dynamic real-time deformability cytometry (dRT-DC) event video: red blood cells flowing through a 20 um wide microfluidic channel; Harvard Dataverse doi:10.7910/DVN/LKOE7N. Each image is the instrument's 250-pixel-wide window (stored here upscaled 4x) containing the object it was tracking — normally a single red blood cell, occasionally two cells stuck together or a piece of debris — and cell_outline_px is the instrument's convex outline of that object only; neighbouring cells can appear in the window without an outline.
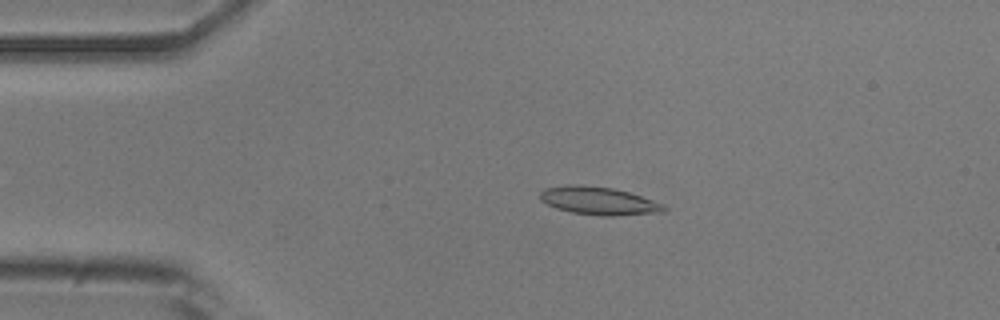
{"species": "common noctule bat (a hibernating species)", "species_latin": "Nyctalus noctula", "temperature_condition": "room temperature", "stored_images_in_passage": 5, "camera_frame_rate_fps": 3000, "um_per_image_px": 0.085, "animal": {"sex": "male", "body_mass_g": 20.5, "forearm_length_mm": 52.5}, "frame": {"image": 1, "passage_image": 4, "time_ms": 1.0, "image_size_px": [1000, 320], "cell_outline_px": [[668, 208], [664, 212], [620, 216], [604, 216], [572, 212], [556, 208], [540, 200], [540, 192], [544, 188], [568, 184], [580, 184], [612, 188], [628, 192], [664, 204]], "centroid_in_image_um": [50.9, 17.07], "position_along_channel_um": 34.1, "area_um2": 20.29}}
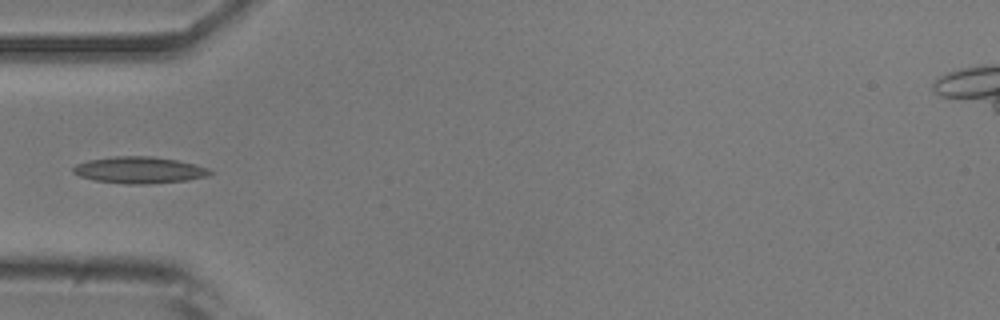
{"frame": {"image": 2, "passage_image": 5, "time_ms": 1.333, "image_size_px": [1000, 320], "cell_outline_px": [[212, 172], [208, 176], [188, 180], [148, 184], [124, 184], [92, 180], [80, 176], [72, 172], [72, 168], [76, 164], [88, 160], [112, 156], [152, 156], [176, 160], [196, 164], [208, 168]], "centroid_in_image_um": [11.82, 14.45], "position_along_channel_um": 73.2, "area_um2": 21.39}}